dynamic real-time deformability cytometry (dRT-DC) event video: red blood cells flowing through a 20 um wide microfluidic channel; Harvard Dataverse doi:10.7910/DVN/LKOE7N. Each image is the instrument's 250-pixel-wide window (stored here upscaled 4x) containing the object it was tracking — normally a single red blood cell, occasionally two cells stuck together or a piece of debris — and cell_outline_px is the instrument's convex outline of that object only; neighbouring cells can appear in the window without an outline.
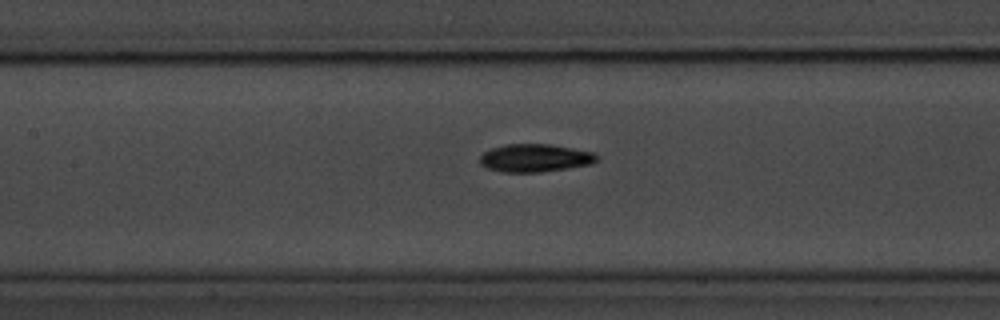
{"species": "common noctule bat (a hibernating species)", "species_latin": "Nyctalus noctula", "temperature_condition": "room temperature", "stored_images_in_passage": 28, "camera_frame_rate_fps": 3000, "um_per_image_px": 0.085, "animal": {"sex": "male", "body_mass_g": 20.1, "forearm_length_mm": 53.5}, "frame": {"image": 1, "passage_image": 9, "time_ms": 2.667, "image_size_px": [1000, 320], "cell_outline_px": [[596, 160], [592, 164], [540, 172], [504, 172], [484, 168], [480, 164], [480, 156], [484, 152], [492, 148], [504, 144], [552, 144], [592, 152], [596, 156]], "centroid_in_image_um": [45.42, 13.43], "position_along_channel_um": 162.0, "area_um2": 18.96}}